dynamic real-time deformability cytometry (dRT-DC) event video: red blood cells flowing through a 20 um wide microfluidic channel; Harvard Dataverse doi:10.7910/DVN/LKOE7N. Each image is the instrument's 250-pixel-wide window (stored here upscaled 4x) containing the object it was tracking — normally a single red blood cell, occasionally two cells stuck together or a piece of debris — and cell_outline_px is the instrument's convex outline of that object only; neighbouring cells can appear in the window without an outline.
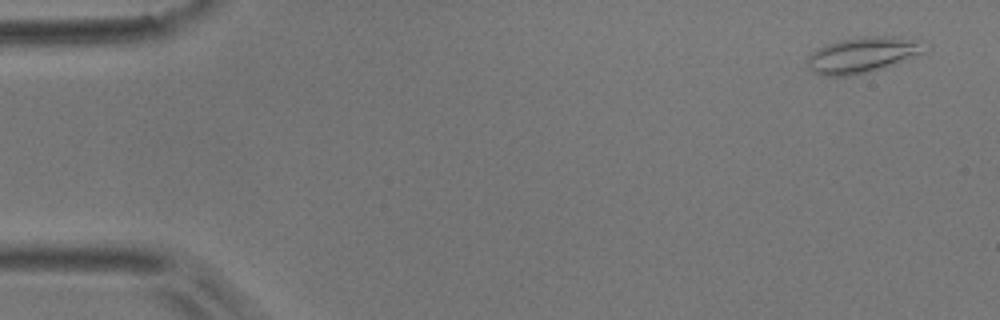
{"species": "common noctule bat (a hibernating species)", "species_latin": "Nyctalus noctula", "temperature_condition": "room temperature", "stored_images_in_passage": 6, "camera_frame_rate_fps": 3000, "um_per_image_px": 0.085, "animal": {"sex": "male", "body_mass_g": 17.9}, "frame": {"image": 1, "passage_image": 1, "time_ms": 0.0, "image_size_px": [1000, 320], "cell_outline_px": [[924, 52], [864, 72], [848, 76], [824, 76], [812, 72], [808, 68], [808, 56], [812, 52], [828, 44], [844, 40], [864, 36], [884, 36], [912, 40], [920, 44], [924, 48]], "centroid_in_image_um": [73.16, 4.68], "position_along_channel_um": 11.8, "area_um2": 22.95}}
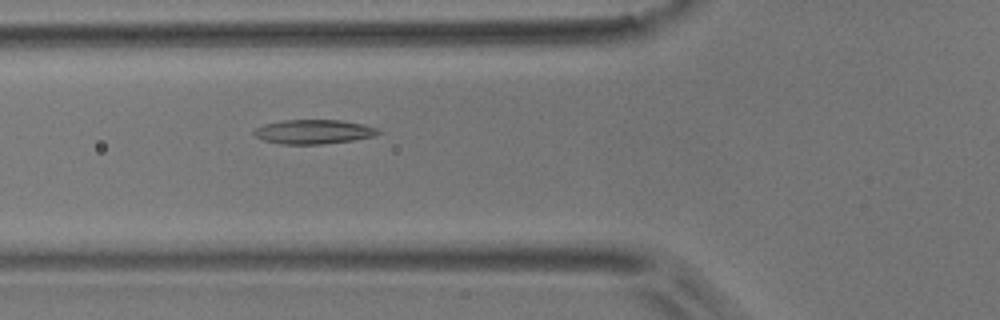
{"frame": {"image": 2, "passage_image": 6, "time_ms": 5.667, "image_size_px": [1000, 320], "cell_outline_px": [[380, 132], [372, 136], [352, 140], [320, 144], [280, 144], [264, 140], [256, 136], [252, 132], [256, 128], [264, 124], [284, 120], [340, 120], [360, 124], [376, 128]], "centroid_in_image_um": [26.59, 11.2], "position_along_channel_um": 99.2, "area_um2": 17.22}}